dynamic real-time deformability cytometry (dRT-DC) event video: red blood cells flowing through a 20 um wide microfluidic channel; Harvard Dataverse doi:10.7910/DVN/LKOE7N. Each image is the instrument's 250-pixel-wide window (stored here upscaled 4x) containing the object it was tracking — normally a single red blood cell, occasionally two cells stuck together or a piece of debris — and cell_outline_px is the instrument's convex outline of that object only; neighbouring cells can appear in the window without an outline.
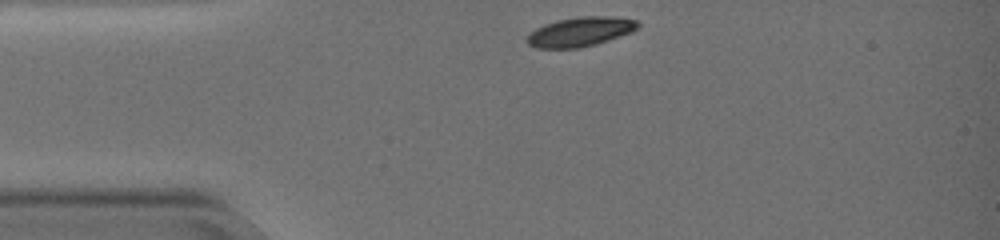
{"species": "common noctule bat (a hibernating species)", "species_latin": "Nyctalus noctula", "temperature_condition": "warm", "stored_images_in_passage": 38, "camera_frame_rate_fps": 3000, "um_per_image_px": 0.085, "animal": {"sex": "female", "body_mass_g": 19.0, "forearm_length_mm": 51.5}, "frame": {"image": 1, "passage_image": 1, "time_ms": 0.0, "image_size_px": [1000, 240], "cell_outline_px": [[640, 24], [632, 32], [596, 44], [580, 48], [536, 48], [528, 44], [524, 40], [536, 28], [544, 24], [556, 20], [580, 16], [612, 16], [636, 20]], "centroid_in_image_um": [49.3, 2.7], "position_along_channel_um": 35.7, "area_um2": 19.02}}
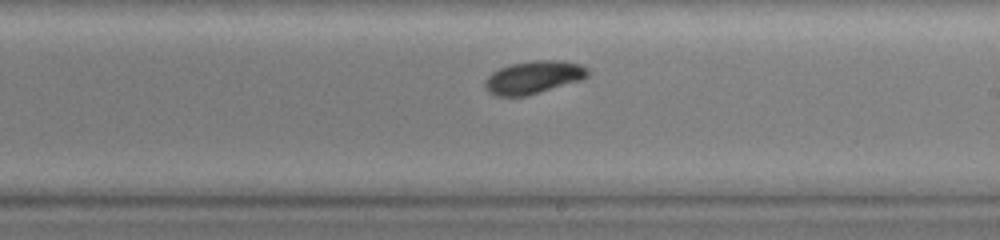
{"frame": {"image": 2, "passage_image": 21, "time_ms": 6.667, "image_size_px": [1000, 240], "cell_outline_px": [[592, 72], [584, 80], [528, 96], [496, 96], [488, 92], [484, 88], [484, 80], [492, 72], [508, 64], [536, 60], [564, 60], [580, 64], [588, 68]], "centroid_in_image_um": [45.39, 6.57], "position_along_channel_um": 243.6, "area_um2": 20.29}}
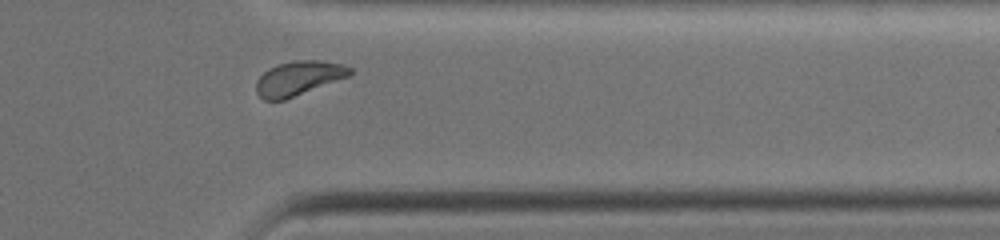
{"frame": {"image": 3, "passage_image": 34, "time_ms": 11.0, "image_size_px": [1000, 240], "cell_outline_px": [[352, 72], [348, 76], [284, 100], [264, 100], [256, 92], [256, 80], [268, 68], [292, 60], [320, 60], [344, 64], [352, 68]], "centroid_in_image_um": [25.36, 6.63], "position_along_channel_um": 386.0, "area_um2": 18.61}, "authors_computed_cell_mechanics": {"area_um2": 19.5942, "velocity_mm_per_s": 3.0459, "shape_relaxation_time_tau1_ms": 4.8128, "shape_relaxation_time_tau2_ms": null, "deformation_change_tau1": 0.1537, "deformation_change_tau2": null}}